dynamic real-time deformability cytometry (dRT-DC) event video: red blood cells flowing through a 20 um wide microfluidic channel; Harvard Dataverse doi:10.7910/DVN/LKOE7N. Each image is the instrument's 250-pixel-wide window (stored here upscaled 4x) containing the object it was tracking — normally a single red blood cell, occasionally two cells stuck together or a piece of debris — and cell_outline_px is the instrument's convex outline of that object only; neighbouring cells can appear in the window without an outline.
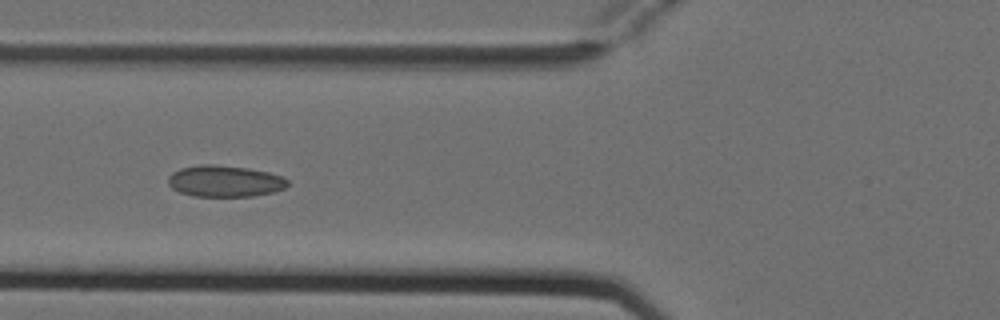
{"species": "Egyptian fruit bat (a non-hibernating species)", "species_latin": "Rousettus aegyptiacus", "temperature_condition": "cold", "stored_images_in_passage": 7, "camera_frame_rate_fps": 3000, "um_per_image_px": 0.085, "animal": {"sex": "female"}, "frame": {"image": 1, "passage_image": 6, "time_ms": 1.667, "image_size_px": [1000, 320], "cell_outline_px": [[288, 184], [284, 188], [272, 192], [252, 196], [196, 196], [180, 192], [172, 188], [168, 184], [168, 176], [172, 172], [180, 168], [200, 164], [212, 164], [248, 168], [268, 172], [280, 176], [288, 180]], "centroid_in_image_um": [19.07, 15.39], "position_along_channel_um": 106.7, "area_um2": 21.79}}
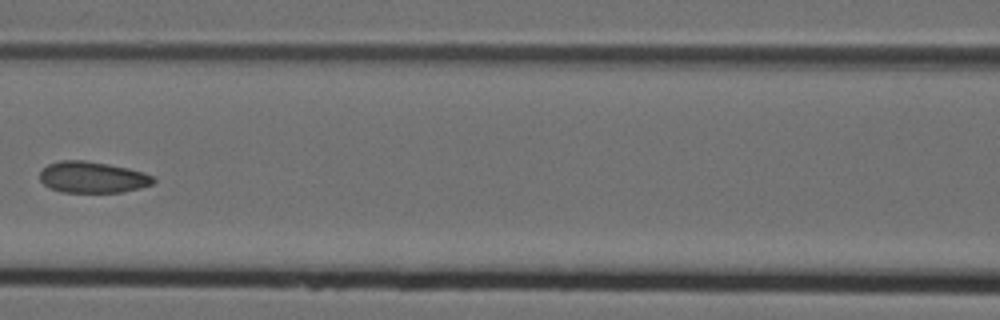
{"frame": {"image": 2, "passage_image": 7, "time_ms": 2.0, "image_size_px": [1000, 320], "cell_outline_px": [[156, 180], [152, 184], [140, 188], [120, 192], [64, 192], [52, 188], [44, 184], [40, 180], [40, 172], [48, 164], [60, 160], [84, 160], [108, 164], [128, 168], [152, 176]], "centroid_in_image_um": [7.85, 15.06], "position_along_channel_um": 158.8, "area_um2": 20.46}}